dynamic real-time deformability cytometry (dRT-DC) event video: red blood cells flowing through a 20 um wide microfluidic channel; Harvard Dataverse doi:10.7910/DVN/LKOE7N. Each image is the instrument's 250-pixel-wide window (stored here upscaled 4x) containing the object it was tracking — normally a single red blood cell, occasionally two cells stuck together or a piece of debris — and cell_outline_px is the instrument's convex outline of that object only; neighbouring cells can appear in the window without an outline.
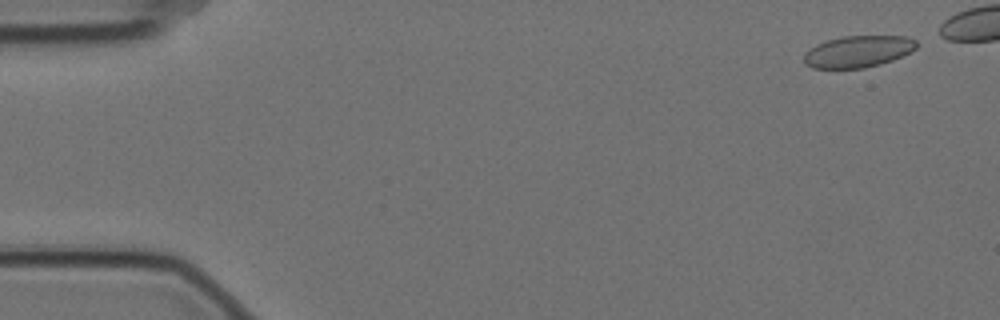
{"species": "Egyptian fruit bat (a non-hibernating species)", "species_latin": "Rousettus aegyptiacus", "temperature_condition": "cold", "stored_images_in_passage": 14, "camera_frame_rate_fps": 3000, "um_per_image_px": 0.085, "animal": {"sex": "female"}, "frame": {"image": 1, "passage_image": 3, "time_ms": 0.667, "image_size_px": [1000, 320], "cell_outline_px": [[916, 48], [912, 52], [892, 60], [880, 64], [864, 68], [812, 68], [804, 64], [804, 52], [816, 44], [828, 40], [844, 36], [908, 36], [916, 40]], "centroid_in_image_um": [72.93, 4.38], "position_along_channel_um": 12.1, "area_um2": 20.87}}